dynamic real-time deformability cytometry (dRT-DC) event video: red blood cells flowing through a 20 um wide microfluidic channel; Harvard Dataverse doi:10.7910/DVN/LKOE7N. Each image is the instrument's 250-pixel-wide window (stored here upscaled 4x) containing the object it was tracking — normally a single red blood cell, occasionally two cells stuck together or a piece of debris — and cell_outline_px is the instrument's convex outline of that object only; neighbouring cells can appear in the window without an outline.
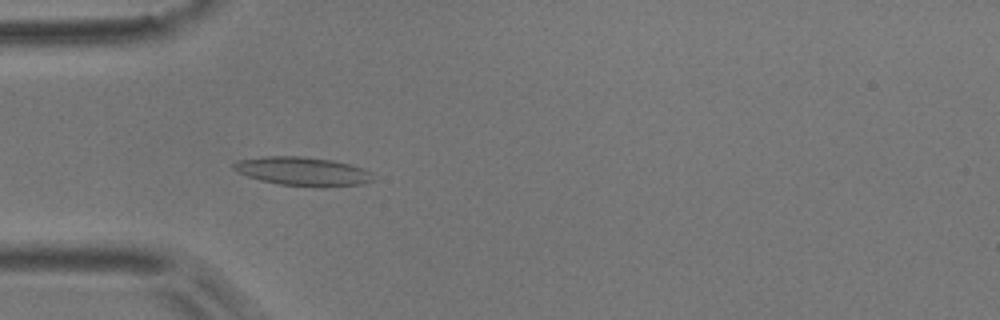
{"species": "common noctule bat (a hibernating species)", "species_latin": "Nyctalus noctula", "temperature_condition": "room temperature", "stored_images_in_passage": 4, "camera_frame_rate_fps": 3000, "um_per_image_px": 0.085, "animal": {"sex": "male", "body_mass_g": 17.9}, "frame": {"image": 1, "passage_image": 4, "time_ms": 1.0, "image_size_px": [1000, 320], "cell_outline_px": [[372, 180], [364, 184], [324, 188], [316, 188], [280, 184], [260, 180], [236, 172], [232, 168], [232, 164], [236, 160], [264, 156], [300, 156], [332, 160], [352, 164], [364, 168], [372, 172]], "centroid_in_image_um": [25.74, 14.57], "position_along_channel_um": 59.3, "area_um2": 23.87}}